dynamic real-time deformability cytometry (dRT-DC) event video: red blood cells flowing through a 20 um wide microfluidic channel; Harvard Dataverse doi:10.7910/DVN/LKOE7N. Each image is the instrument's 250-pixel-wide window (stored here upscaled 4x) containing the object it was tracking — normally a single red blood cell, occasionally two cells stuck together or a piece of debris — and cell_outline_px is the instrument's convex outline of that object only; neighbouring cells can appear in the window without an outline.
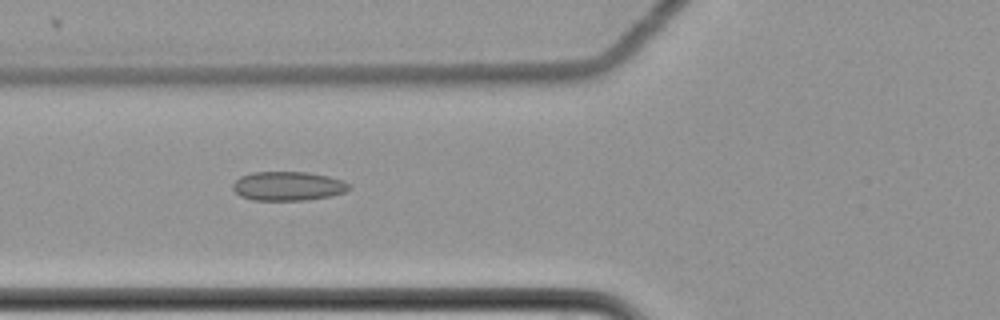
{"species": "common noctule bat (a hibernating species)", "species_latin": "Nyctalus noctula", "temperature_condition": "cold", "stored_images_in_passage": 9, "camera_frame_rate_fps": 3000, "um_per_image_px": 0.085, "animal": {"sex": "female", "body_mass_g": 22.7, "forearm_length_mm": 54.2}, "frame": {"image": 1, "passage_image": 4, "time_ms": 1.0, "image_size_px": [1000, 320], "cell_outline_px": [[352, 188], [344, 192], [332, 196], [308, 200], [252, 200], [240, 196], [232, 188], [232, 184], [240, 176], [252, 172], [308, 172], [328, 176], [344, 180], [352, 184]], "centroid_in_image_um": [24.52, 15.81], "position_along_channel_um": 101.3, "area_um2": 20.0}}
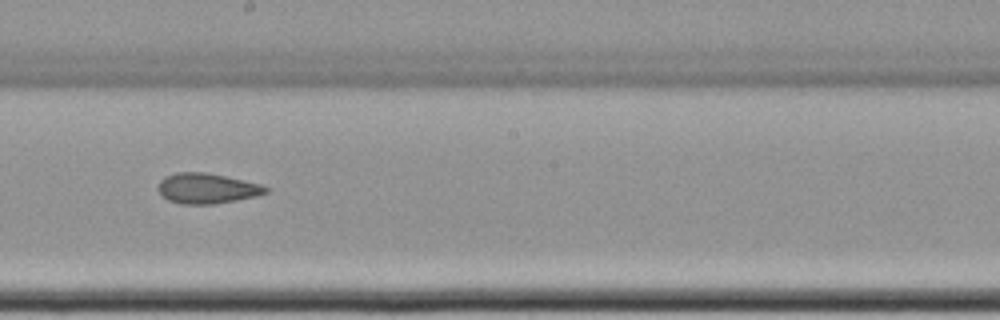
{"frame": {"image": 2, "passage_image": 7, "time_ms": 2.0, "image_size_px": [1000, 320], "cell_outline_px": [[268, 192], [256, 196], [216, 204], [180, 204], [168, 200], [160, 196], [156, 188], [160, 180], [164, 176], [176, 172], [208, 172], [260, 184], [268, 188]], "centroid_in_image_um": [17.52, 16.01], "position_along_channel_um": 230.7, "area_um2": 19.25}}
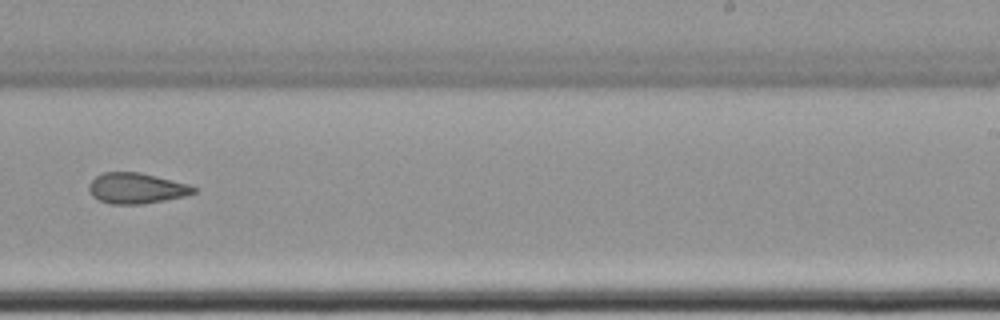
{"frame": {"image": 3, "passage_image": 8, "time_ms": 2.333, "image_size_px": [1000, 320], "cell_outline_px": [[196, 192], [188, 196], [144, 204], [112, 204], [100, 200], [92, 196], [88, 188], [88, 184], [96, 176], [104, 172], [140, 172], [192, 184], [196, 188]], "centroid_in_image_um": [11.65, 16.0], "position_along_channel_um": 277.4, "area_um2": 19.02}}